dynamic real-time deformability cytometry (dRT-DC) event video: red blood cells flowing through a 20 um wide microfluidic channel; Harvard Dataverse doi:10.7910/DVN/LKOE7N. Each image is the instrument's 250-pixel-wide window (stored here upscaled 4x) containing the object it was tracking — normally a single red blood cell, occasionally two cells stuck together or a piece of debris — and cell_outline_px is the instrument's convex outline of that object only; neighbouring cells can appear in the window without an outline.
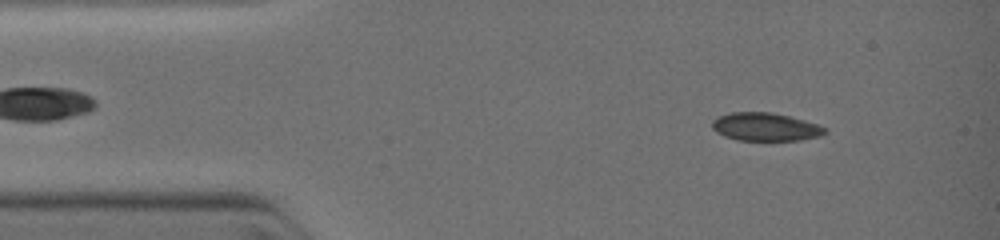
{"species": "common noctule bat (a hibernating species)", "species_latin": "Nyctalus noctula", "temperature_condition": "warm", "stored_images_in_passage": 26, "camera_frame_rate_fps": 3000, "um_per_image_px": 0.085, "animal": {"sex": "female", "body_mass_g": 19.0, "forearm_length_mm": 51.5}, "frame": {"image": 1, "passage_image": 3, "time_ms": 0.667, "image_size_px": [1000, 240], "cell_outline_px": [[828, 132], [824, 136], [800, 140], [740, 140], [716, 132], [712, 128], [712, 120], [728, 112], [772, 112], [804, 120], [828, 128]], "centroid_in_image_um": [65.11, 10.78], "position_along_channel_um": 19.9, "area_um2": 18.5}}
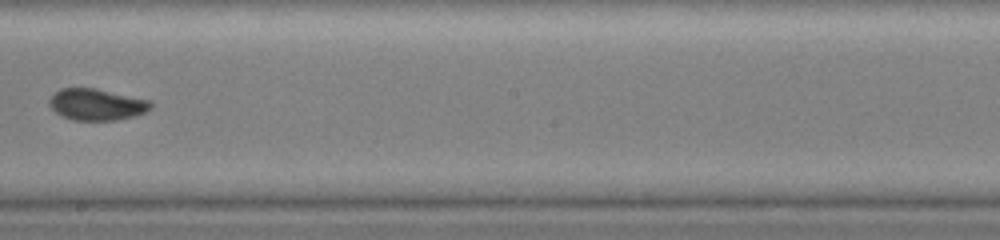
{"frame": {"image": 2, "passage_image": 14, "time_ms": 6.333, "image_size_px": [1000, 240], "cell_outline_px": [[152, 108], [144, 112], [132, 116], [116, 120], [72, 120], [56, 112], [48, 104], [48, 100], [60, 88], [96, 88], [148, 100], [152, 104]], "centroid_in_image_um": [8.19, 8.87], "position_along_channel_um": 240.0, "area_um2": 18.38}}
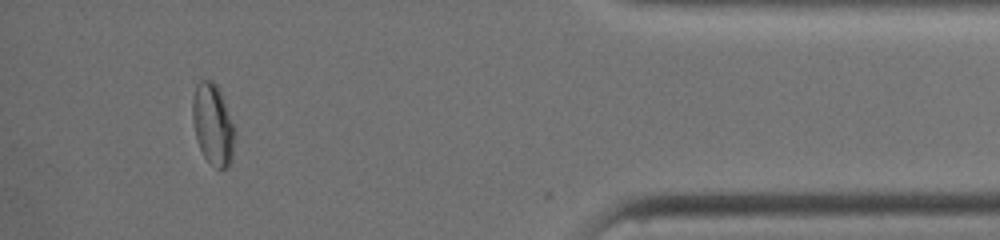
{"frame": {"image": 3, "passage_image": 23, "time_ms": 10.667, "image_size_px": [1000, 240], "cell_outline_px": [[236, 132], [232, 160], [228, 168], [216, 168], [204, 156], [196, 140], [192, 120], [192, 100], [196, 84], [200, 80], [212, 80], [216, 84], [220, 92], [236, 128]], "centroid_in_image_um": [18.11, 10.58], "position_along_channel_um": 417.1, "area_um2": 20.29}}